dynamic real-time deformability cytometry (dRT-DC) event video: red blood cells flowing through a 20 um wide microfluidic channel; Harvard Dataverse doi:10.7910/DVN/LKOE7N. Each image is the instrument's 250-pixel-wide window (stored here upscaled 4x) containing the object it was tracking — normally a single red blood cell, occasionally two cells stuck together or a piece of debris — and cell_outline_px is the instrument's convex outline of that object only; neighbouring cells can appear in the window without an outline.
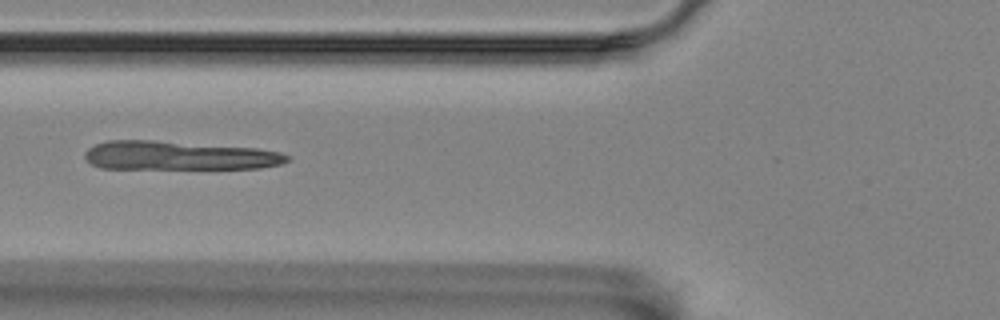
{"species": "Egyptian fruit bat (a non-hibernating species)", "species_latin": "Rousettus aegyptiacus", "temperature_condition": "room temperature", "stored_images_in_passage": 11, "camera_frame_rate_fps": 3000, "um_per_image_px": 0.085, "animal": {"sex": "female"}, "frame": {"image": 1, "passage_image": 2, "time_ms": 0.333, "image_size_px": [1000, 320], "cell_outline_px": [[288, 160], [280, 164], [260, 168], [100, 168], [92, 164], [84, 156], [84, 152], [88, 148], [96, 144], [108, 140], [156, 140], [256, 148], [280, 152], [288, 156]], "centroid_in_image_um": [15.17, 13.21], "position_along_channel_um": 110.6, "area_um2": 33.81}}
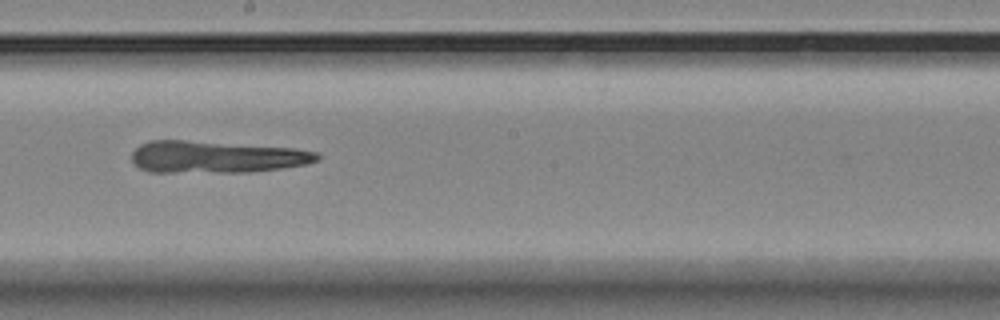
{"frame": {"image": 2, "passage_image": 5, "time_ms": 1.333, "image_size_px": [1000, 320], "cell_outline_px": [[320, 160], [304, 164], [280, 168], [248, 172], [148, 172], [140, 168], [132, 160], [132, 152], [140, 144], [148, 140], [184, 140], [296, 148], [320, 152]], "centroid_in_image_um": [18.39, 13.33], "position_along_channel_um": 229.8, "area_um2": 34.68}}
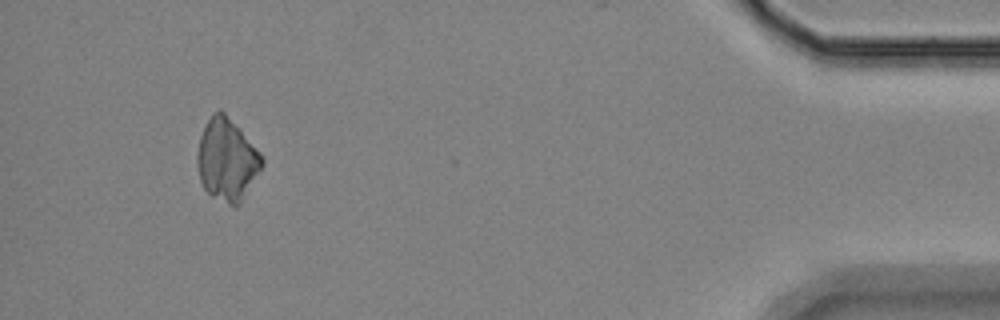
{"frame": {"image": 3, "passage_image": 10, "time_ms": 3.0, "image_size_px": [1000, 320], "cell_outline_px": [[264, 164], [240, 204], [228, 204], [212, 196], [204, 188], [200, 180], [196, 164], [196, 152], [200, 136], [212, 112], [220, 108], [224, 112], [264, 156]], "centroid_in_image_um": [19.28, 13.56], "position_along_channel_um": 415.9, "area_um2": 30.92}}